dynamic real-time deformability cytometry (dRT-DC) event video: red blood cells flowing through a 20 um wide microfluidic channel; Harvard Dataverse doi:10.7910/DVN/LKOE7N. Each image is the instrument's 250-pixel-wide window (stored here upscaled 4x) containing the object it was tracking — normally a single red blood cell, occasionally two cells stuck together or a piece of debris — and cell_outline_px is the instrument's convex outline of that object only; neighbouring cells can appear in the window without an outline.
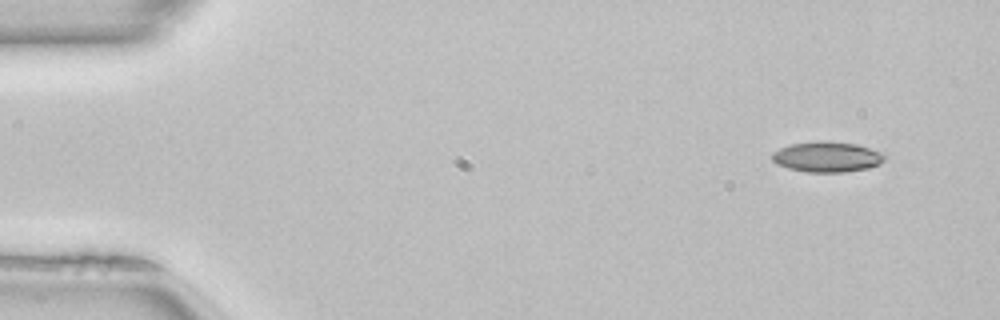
{"species": "common noctule bat (a hibernating species)", "species_latin": "Nyctalus noctula", "temperature_condition": "room temperature", "stored_images_in_passage": 47, "camera_frame_rate_fps": 3000, "um_per_image_px": 0.085, "animal": {"sex": "female", "body_mass_g": 22.7, "forearm_length_mm": 54.2}, "frame": {"image": 1, "passage_image": 1, "time_ms": 0.0, "image_size_px": [1000, 320], "cell_outline_px": [[884, 160], [880, 164], [868, 168], [844, 172], [808, 172], [788, 168], [776, 164], [772, 160], [772, 152], [788, 144], [856, 144], [884, 152]], "centroid_in_image_um": [70.31, 13.38], "position_along_channel_um": 14.7, "area_um2": 19.13}}
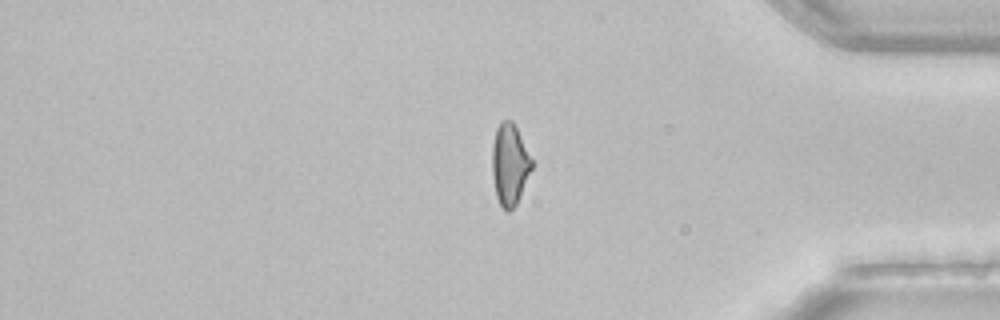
{"frame": {"image": 2, "passage_image": 39, "time_ms": 12.667, "image_size_px": [1000, 320], "cell_outline_px": [[532, 168], [520, 196], [516, 204], [508, 212], [500, 204], [496, 196], [492, 176], [492, 148], [496, 128], [500, 120], [512, 120], [532, 160]], "centroid_in_image_um": [43.3, 13.97], "position_along_channel_um": 391.9, "area_um2": 18.55}}
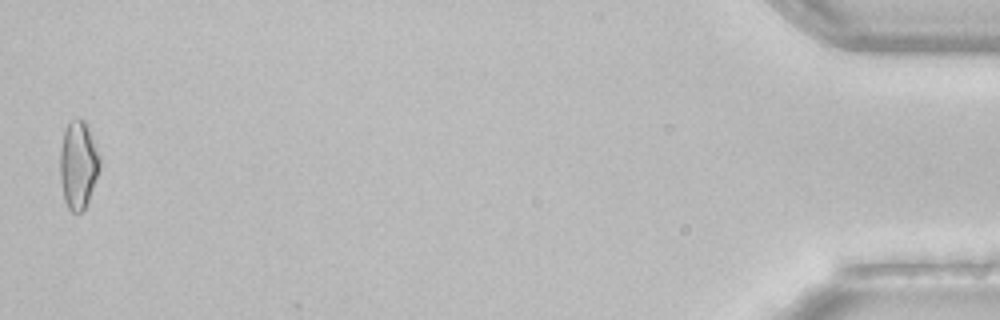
{"frame": {"image": 3, "passage_image": 47, "time_ms": 15.333, "image_size_px": [1000, 320], "cell_outline_px": [[100, 168], [88, 200], [84, 208], [80, 212], [72, 212], [68, 208], [64, 200], [60, 180], [60, 148], [64, 132], [68, 120], [84, 120], [88, 128], [100, 156]], "centroid_in_image_um": [6.63, 14.01], "position_along_channel_um": 428.6, "area_um2": 20.17}, "authors_computed_cell_mechanics": {"area_um2": 19.652, "velocity_mm_per_s": 4.0723, "shape_relaxation_time_tau1_ms": null, "shape_relaxation_time_tau2_ms": 3.414, "deformation_change_tau1": null, "deformation_change_tau2": 0.1023}}